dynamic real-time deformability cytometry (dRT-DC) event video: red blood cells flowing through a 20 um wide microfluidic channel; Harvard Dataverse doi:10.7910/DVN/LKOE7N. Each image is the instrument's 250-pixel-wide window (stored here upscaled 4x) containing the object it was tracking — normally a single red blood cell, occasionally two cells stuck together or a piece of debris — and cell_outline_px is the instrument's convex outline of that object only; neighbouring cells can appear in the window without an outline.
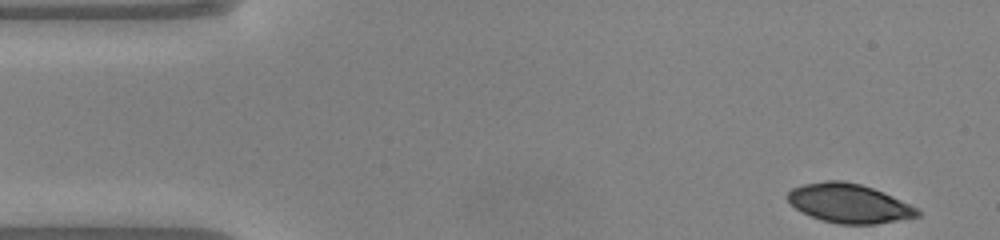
{"species": "common noctule bat (a hibernating species)", "species_latin": "Nyctalus noctula", "temperature_condition": "warm", "stored_images_in_passage": 47, "camera_frame_rate_fps": 3000, "um_per_image_px": 0.085, "animal": {"sex": "male", "body_mass_g": 20.0, "forearm_length_mm": 53.3}, "frame": {"image": 1, "passage_image": 1, "time_ms": 0.0, "image_size_px": [1000, 240], "cell_outline_px": [[920, 216], [876, 224], [840, 224], [824, 220], [812, 216], [796, 208], [788, 200], [788, 192], [792, 188], [804, 184], [824, 180], [844, 180], [860, 184], [872, 188], [892, 196], [916, 208], [920, 212]], "centroid_in_image_um": [72.17, 17.27], "position_along_channel_um": 12.8, "area_um2": 29.13}}
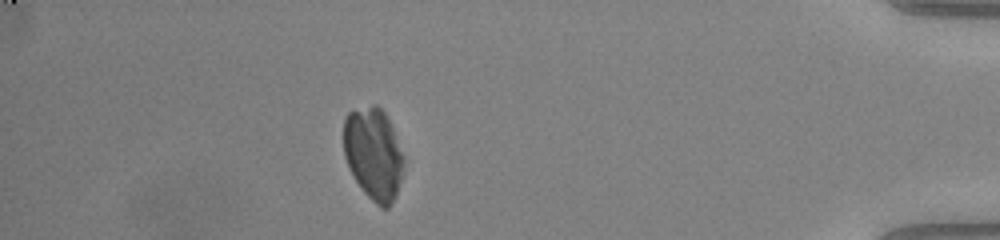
{"frame": {"image": 2, "passage_image": 41, "time_ms": 13.333, "image_size_px": [1000, 240], "cell_outline_px": [[404, 164], [396, 196], [388, 208], [380, 208], [364, 192], [352, 176], [344, 156], [344, 116], [352, 108], [372, 104], [376, 104], [384, 112], [392, 128], [404, 156]], "centroid_in_image_um": [31.72, 13.05], "position_along_channel_um": 403.5, "area_um2": 32.48}}